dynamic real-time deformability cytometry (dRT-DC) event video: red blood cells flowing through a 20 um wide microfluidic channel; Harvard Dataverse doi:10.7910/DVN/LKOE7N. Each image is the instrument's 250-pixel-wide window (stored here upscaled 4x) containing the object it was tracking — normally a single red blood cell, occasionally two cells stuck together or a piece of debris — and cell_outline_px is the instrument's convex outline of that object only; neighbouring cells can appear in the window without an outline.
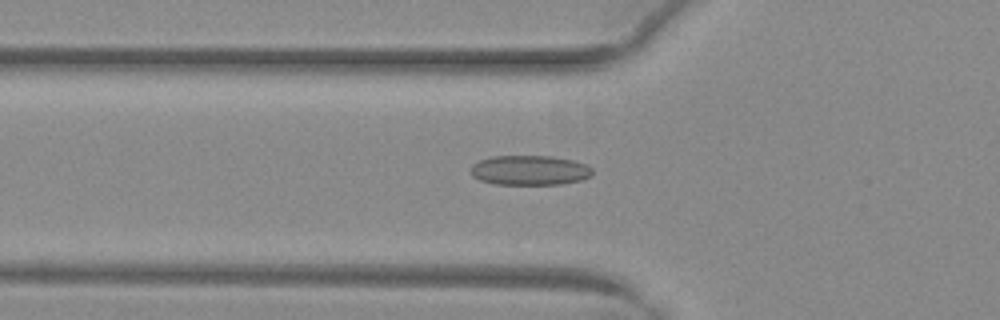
{"species": "common noctule bat (a hibernating species)", "species_latin": "Nyctalus noctula", "temperature_condition": "warm", "stored_images_in_passage": 51, "camera_frame_rate_fps": 3000, "um_per_image_px": 0.085, "animal": {"sex": "female", "body_mass_g": 29.2, "forearm_length_mm": 56.3}, "frame": {"image": 1, "passage_image": 19, "time_ms": 6.0, "image_size_px": [1000, 320], "cell_outline_px": [[592, 176], [580, 180], [560, 184], [496, 184], [480, 180], [472, 176], [472, 164], [480, 160], [492, 156], [552, 156], [572, 160], [584, 164], [592, 168]], "centroid_in_image_um": [45.02, 14.47], "position_along_channel_um": 80.8, "area_um2": 20.98}}
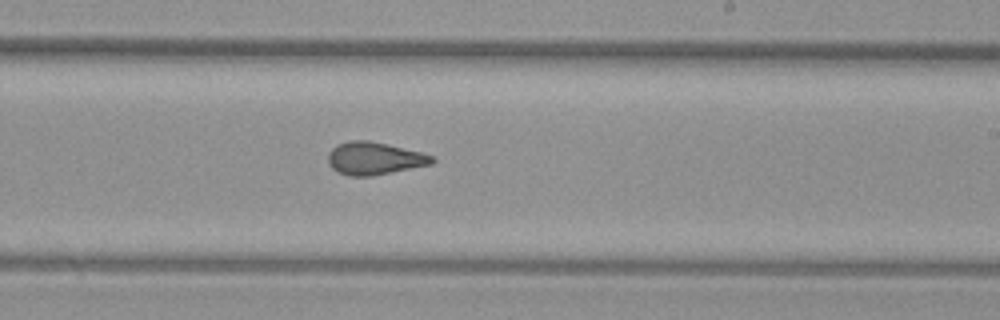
{"frame": {"image": 2, "passage_image": 32, "time_ms": 10.333, "image_size_px": [1000, 320], "cell_outline_px": [[436, 160], [432, 164], [372, 176], [348, 176], [336, 172], [328, 164], [328, 152], [336, 144], [348, 140], [368, 140], [388, 144], [420, 152], [432, 156]], "centroid_in_image_um": [31.77, 13.46], "position_along_channel_um": 257.2, "area_um2": 19.94}}
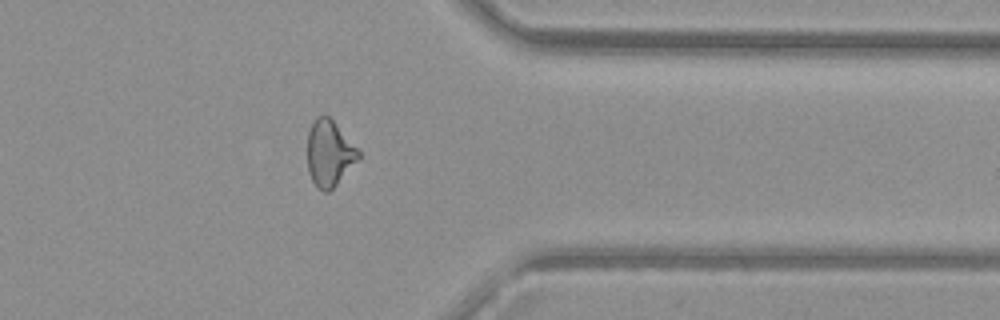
{"frame": {"image": 3, "passage_image": 42, "time_ms": 13.667, "image_size_px": [1000, 320], "cell_outline_px": [[360, 156], [336, 184], [328, 192], [324, 192], [316, 188], [308, 172], [308, 132], [316, 116], [328, 116], [332, 120], [360, 152]], "centroid_in_image_um": [27.95, 13.05], "position_along_channel_um": 383.4, "area_um2": 19.13}, "authors_computed_cell_mechanics": {"area_um2": 20.1144, "velocity_mm_per_s": 4.0557, "shape_relaxation_time_tau1_ms": 11.0634, "shape_relaxation_time_tau2_ms": 1.6526, "deformation_change_tau1": 0.2177, "deformation_change_tau2": 0.0886}}